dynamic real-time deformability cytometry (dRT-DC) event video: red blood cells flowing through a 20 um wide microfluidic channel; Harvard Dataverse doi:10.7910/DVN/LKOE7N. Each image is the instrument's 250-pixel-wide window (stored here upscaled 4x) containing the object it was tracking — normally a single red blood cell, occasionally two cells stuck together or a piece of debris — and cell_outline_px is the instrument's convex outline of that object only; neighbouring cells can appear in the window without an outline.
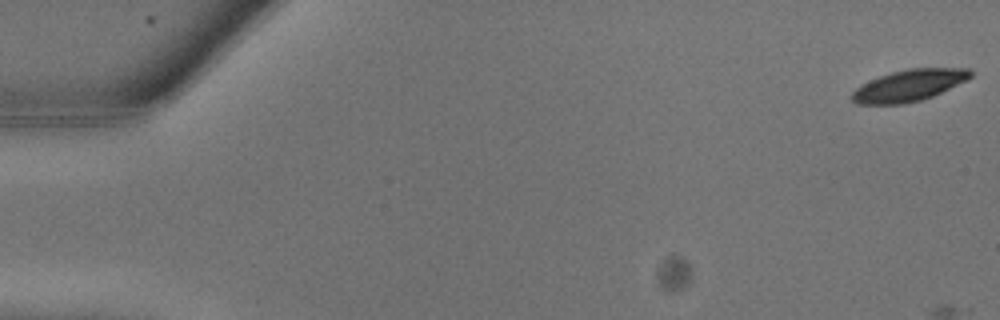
{"species": "common noctule bat (a hibernating species)", "species_latin": "Nyctalus noctula", "temperature_condition": "warm", "stored_images_in_passage": 9, "camera_frame_rate_fps": 3000, "um_per_image_px": 0.085, "animal": {"sex": "male", "body_mass_g": 13.3}, "frame": {"image": 1, "passage_image": 1, "time_ms": 0.0, "image_size_px": [1000, 320], "cell_outline_px": [[972, 76], [968, 80], [932, 96], [920, 100], [904, 104], [856, 104], [852, 100], [852, 92], [856, 88], [880, 76], [892, 72], [912, 68], [968, 68], [972, 72]], "centroid_in_image_um": [77.3, 7.26], "position_along_channel_um": 7.7, "area_um2": 21.56}}